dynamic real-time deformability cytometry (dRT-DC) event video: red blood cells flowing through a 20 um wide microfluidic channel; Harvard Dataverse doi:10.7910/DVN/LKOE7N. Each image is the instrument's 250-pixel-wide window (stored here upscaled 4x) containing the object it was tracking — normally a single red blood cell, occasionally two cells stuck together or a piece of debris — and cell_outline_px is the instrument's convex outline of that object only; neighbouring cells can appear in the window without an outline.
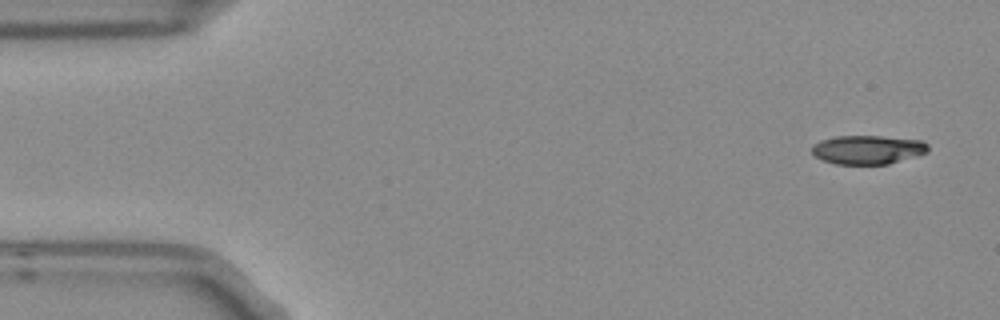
{"species": "Egyptian fruit bat (a non-hibernating species)", "species_latin": "Rousettus aegyptiacus", "temperature_condition": "room temperature", "stored_images_in_passage": 5, "camera_frame_rate_fps": 3000, "um_per_image_px": 0.085, "frame": {"image": 1, "passage_image": 1, "time_ms": 0.0, "image_size_px": [1000, 320], "cell_outline_px": [[928, 152], [888, 164], [836, 164], [824, 160], [816, 156], [812, 152], [812, 144], [820, 140], [836, 136], [880, 136], [924, 140], [928, 144]], "centroid_in_image_um": [73.77, 12.71], "position_along_channel_um": 11.2, "area_um2": 19.54}}
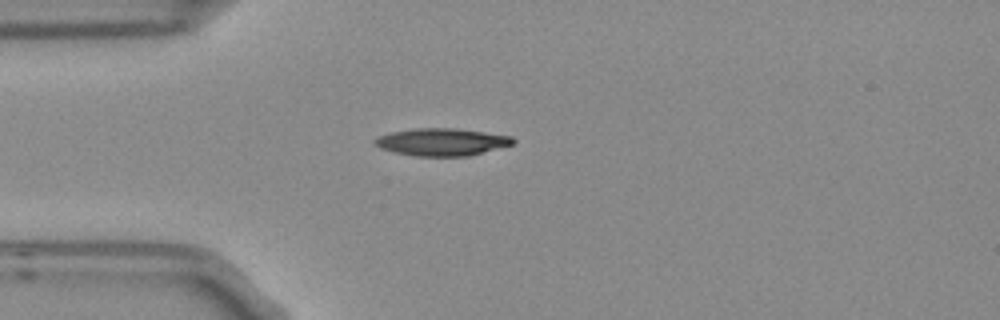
{"frame": {"image": 2, "passage_image": 4, "time_ms": 1.0, "image_size_px": [1000, 320], "cell_outline_px": [[516, 140], [512, 144], [468, 156], [416, 156], [396, 152], [380, 148], [372, 140], [376, 136], [392, 132], [416, 128], [456, 128], [512, 136]], "centroid_in_image_um": [37.53, 12.06], "position_along_channel_um": 47.5, "area_um2": 21.91}}